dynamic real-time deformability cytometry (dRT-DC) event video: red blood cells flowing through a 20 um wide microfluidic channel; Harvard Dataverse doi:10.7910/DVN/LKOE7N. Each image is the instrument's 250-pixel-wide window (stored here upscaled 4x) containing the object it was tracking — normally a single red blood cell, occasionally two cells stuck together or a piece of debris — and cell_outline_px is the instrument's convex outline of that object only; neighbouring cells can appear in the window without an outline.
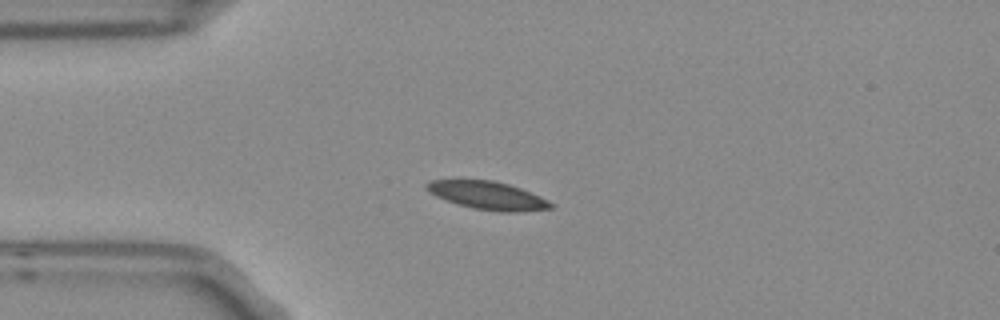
{"species": "Egyptian fruit bat (a non-hibernating species)", "species_latin": "Rousettus aegyptiacus", "temperature_condition": "room temperature", "stored_images_in_passage": 4, "camera_frame_rate_fps": 3000, "um_per_image_px": 0.085, "frame": {"image": 1, "passage_image": 2, "time_ms": 0.333, "image_size_px": [1000, 320], "cell_outline_px": [[552, 208], [516, 212], [500, 212], [472, 208], [456, 204], [436, 196], [428, 192], [424, 188], [424, 184], [428, 180], [492, 180], [508, 184], [520, 188], [540, 196], [548, 200], [552, 204]], "centroid_in_image_um": [41.39, 16.61], "position_along_channel_um": 43.6, "area_um2": 20.35}}
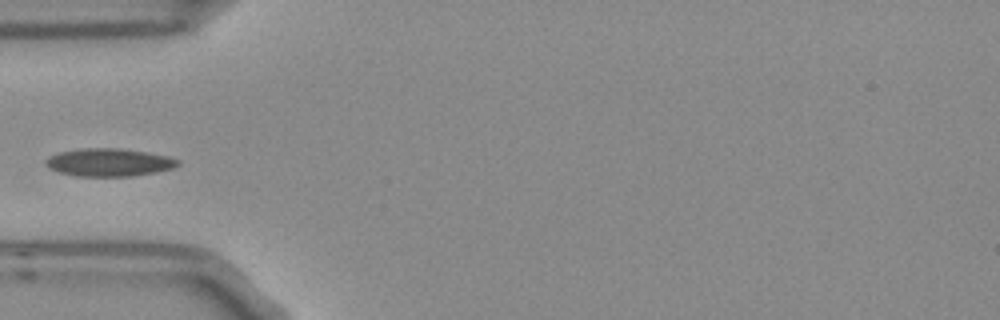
{"frame": {"image": 2, "passage_image": 3, "time_ms": 0.667, "image_size_px": [1000, 320], "cell_outline_px": [[180, 164], [172, 168], [156, 172], [132, 176], [76, 176], [60, 172], [52, 168], [44, 160], [48, 156], [60, 152], [84, 148], [120, 148], [144, 152], [164, 156], [180, 160]], "centroid_in_image_um": [9.27, 13.8], "position_along_channel_um": 75.7, "area_um2": 21.1}}
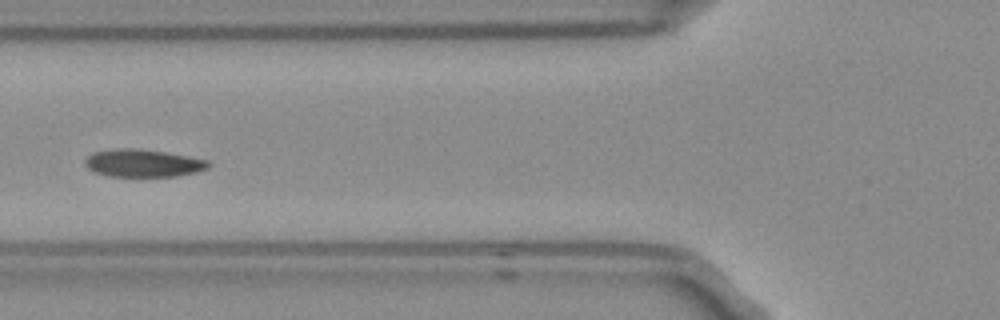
{"frame": {"image": 3, "passage_image": 4, "time_ms": 1.0, "image_size_px": [1000, 320], "cell_outline_px": [[212, 164], [208, 168], [196, 172], [176, 176], [108, 176], [96, 172], [88, 168], [84, 164], [84, 160], [92, 152], [116, 148], [140, 148], [188, 156], [208, 160]], "centroid_in_image_um": [12.16, 13.85], "position_along_channel_um": 113.6, "area_um2": 19.94}}